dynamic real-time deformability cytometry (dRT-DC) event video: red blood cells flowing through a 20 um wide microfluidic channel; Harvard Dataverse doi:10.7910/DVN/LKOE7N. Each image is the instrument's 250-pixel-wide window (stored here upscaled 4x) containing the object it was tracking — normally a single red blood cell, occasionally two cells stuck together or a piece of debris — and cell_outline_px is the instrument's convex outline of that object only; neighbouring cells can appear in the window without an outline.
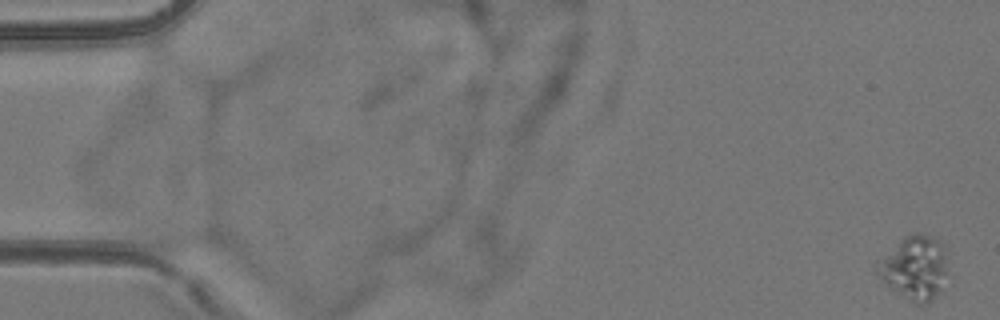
{"species": "common noctule bat (a hibernating species)", "species_latin": "Nyctalus noctula", "temperature_condition": "room temperature", "stored_images_in_passage": 7, "camera_frame_rate_fps": 3000, "um_per_image_px": 0.085, "animal": {"sex": "female", "body_mass_g": 24.6, "forearm_length_mm": 56.2}, "frame": {"image": 1, "passage_image": 1, "time_ms": 0.0, "image_size_px": [1000, 320], "cell_outline_px": [[948, 272], [940, 292], [932, 300], [924, 304], [912, 304], [892, 288], [876, 272], [876, 260], [904, 236], [932, 236], [940, 240], [944, 244]], "centroid_in_image_um": [77.76, 22.78], "position_along_channel_um": 7.2, "area_um2": 26.24}}
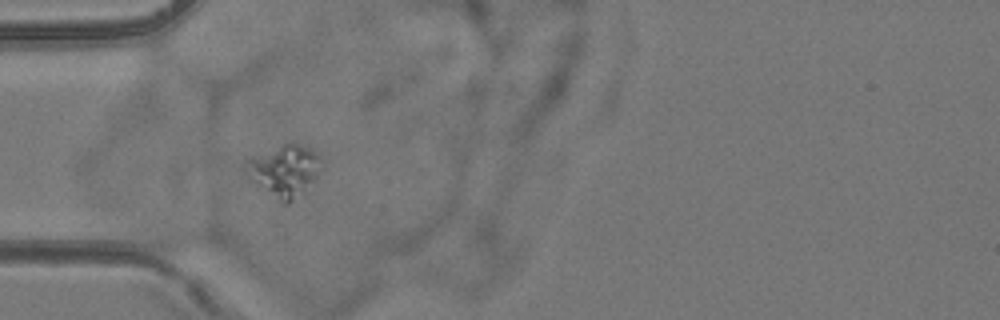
{"frame": {"image": 2, "passage_image": 6, "time_ms": 5.667, "image_size_px": [1000, 320], "cell_outline_px": [[316, 176], [308, 192], [288, 204], [280, 204], [252, 180], [244, 168], [244, 160], [248, 156], [288, 140], [292, 140], [308, 148], [316, 156]], "centroid_in_image_um": [24.07, 14.5], "position_along_channel_um": 60.9, "area_um2": 23.12}}